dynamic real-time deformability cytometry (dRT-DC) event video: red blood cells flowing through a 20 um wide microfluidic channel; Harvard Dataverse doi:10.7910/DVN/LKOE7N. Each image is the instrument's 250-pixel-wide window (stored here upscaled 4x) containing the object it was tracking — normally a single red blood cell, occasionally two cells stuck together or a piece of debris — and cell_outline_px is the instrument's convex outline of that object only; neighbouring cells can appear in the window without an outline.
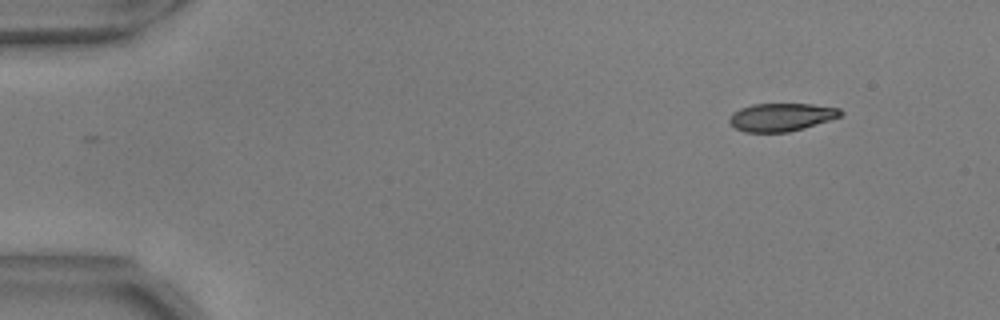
{"species": "common noctule bat (a hibernating species)", "species_latin": "Nyctalus noctula", "temperature_condition": "warm", "stored_images_in_passage": 6, "camera_frame_rate_fps": 3000, "um_per_image_px": 0.085, "animal": {"sex": "male", "body_mass_g": 17.9, "forearm_length_mm": 54.2}, "frame": {"image": 1, "passage_image": 1, "time_ms": 0.0, "image_size_px": [1000, 320], "cell_outline_px": [[844, 112], [840, 116], [804, 128], [788, 132], [744, 132], [736, 128], [728, 120], [732, 112], [740, 108], [752, 104], [812, 104], [840, 108]], "centroid_in_image_um": [66.4, 9.95], "position_along_channel_um": 18.6, "area_um2": 18.09}}